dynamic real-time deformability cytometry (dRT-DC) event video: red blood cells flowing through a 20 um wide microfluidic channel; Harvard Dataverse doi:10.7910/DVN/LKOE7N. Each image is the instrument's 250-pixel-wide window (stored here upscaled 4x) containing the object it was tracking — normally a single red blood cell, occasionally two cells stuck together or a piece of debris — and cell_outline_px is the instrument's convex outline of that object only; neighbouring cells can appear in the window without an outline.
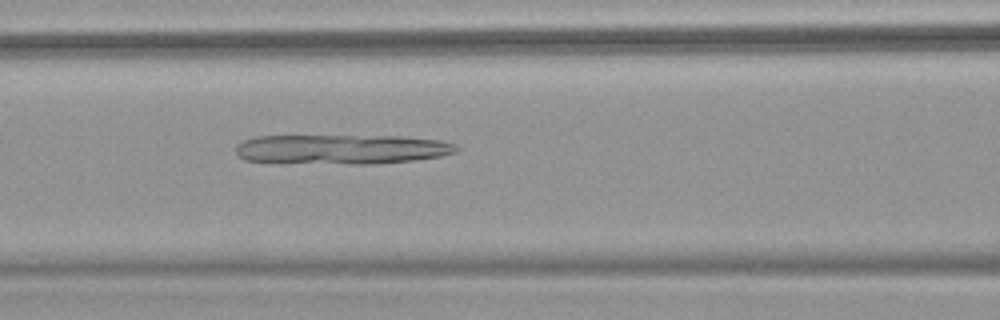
{"species": "common noctule bat (a hibernating species)", "species_latin": "Nyctalus noctula", "temperature_condition": "warm", "stored_images_in_passage": 50, "camera_frame_rate_fps": 3000, "um_per_image_px": 0.085, "animal": {"sex": "female", "body_mass_g": 18.4}, "frame": {"image": 1, "passage_image": 21, "time_ms": 6.667, "image_size_px": [1000, 320], "cell_outline_px": [[460, 148], [456, 152], [440, 156], [412, 160], [368, 164], [280, 164], [244, 160], [236, 152], [236, 144], [244, 140], [256, 136], [400, 136], [440, 140], [456, 144]], "centroid_in_image_um": [28.96, 12.7], "position_along_channel_um": 137.6, "area_um2": 38.84}}
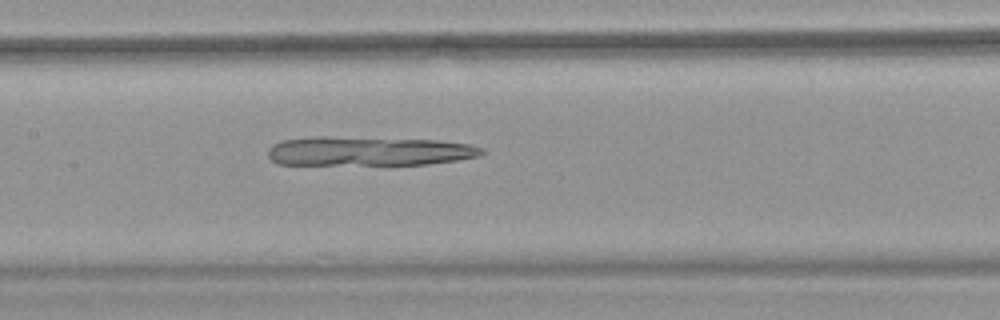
{"frame": {"image": 2, "passage_image": 24, "time_ms": 7.667, "image_size_px": [1000, 320], "cell_outline_px": [[484, 152], [480, 156], [456, 160], [424, 164], [276, 164], [268, 156], [268, 148], [272, 144], [280, 140], [320, 136], [328, 136], [436, 140], [472, 144], [484, 148]], "centroid_in_image_um": [31.32, 12.83], "position_along_channel_um": 176.1, "area_um2": 36.47}}
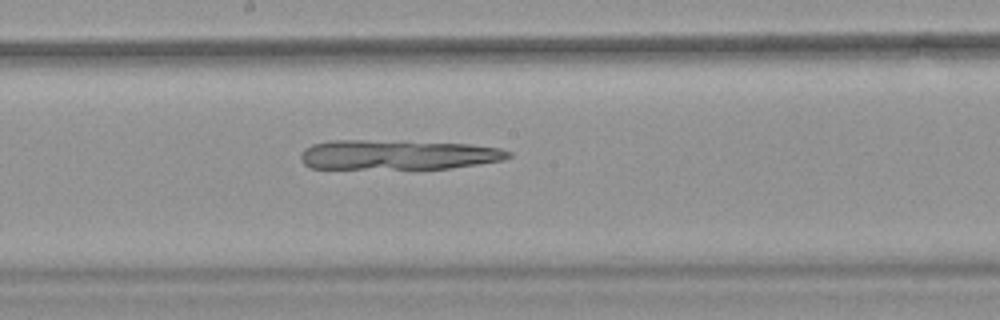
{"frame": {"image": 3, "passage_image": 27, "time_ms": 8.667, "image_size_px": [1000, 320], "cell_outline_px": [[512, 156], [500, 160], [480, 164], [452, 168], [312, 168], [304, 164], [300, 160], [300, 156], [304, 148], [312, 144], [328, 140], [364, 140], [472, 144], [500, 148], [512, 152]], "centroid_in_image_um": [33.8, 13.15], "position_along_channel_um": 214.4, "area_um2": 35.89}}